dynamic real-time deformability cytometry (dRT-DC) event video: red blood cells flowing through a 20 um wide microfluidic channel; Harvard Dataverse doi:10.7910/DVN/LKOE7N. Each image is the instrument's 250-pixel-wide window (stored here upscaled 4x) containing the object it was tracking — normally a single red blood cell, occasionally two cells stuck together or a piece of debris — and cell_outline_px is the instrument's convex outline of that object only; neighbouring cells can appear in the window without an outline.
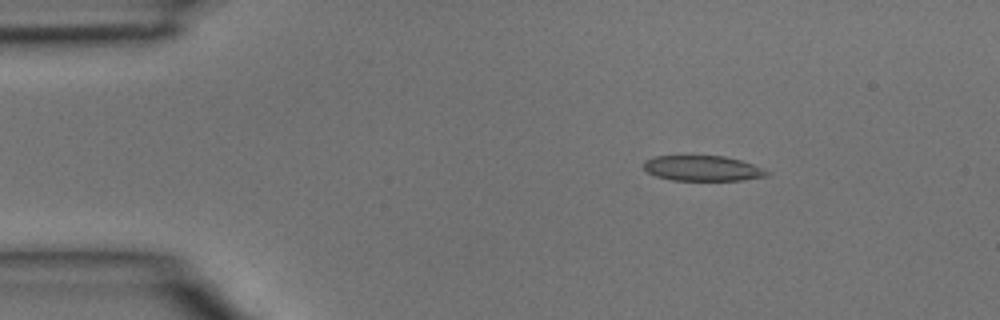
{"species": "common noctule bat (a hibernating species)", "species_latin": "Nyctalus noctula", "temperature_condition": "room temperature", "stored_images_in_passage": 3, "camera_frame_rate_fps": 3000, "um_per_image_px": 0.085, "animal": {"sex": "male", "body_mass_g": 15.6}, "frame": {"image": 1, "passage_image": 2, "time_ms": 0.333, "image_size_px": [1000, 320], "cell_outline_px": [[768, 176], [740, 180], [672, 180], [656, 176], [648, 172], [644, 168], [644, 160], [656, 156], [724, 156], [740, 160], [764, 168], [768, 172]], "centroid_in_image_um": [59.72, 14.3], "position_along_channel_um": 25.3, "area_um2": 18.03}}